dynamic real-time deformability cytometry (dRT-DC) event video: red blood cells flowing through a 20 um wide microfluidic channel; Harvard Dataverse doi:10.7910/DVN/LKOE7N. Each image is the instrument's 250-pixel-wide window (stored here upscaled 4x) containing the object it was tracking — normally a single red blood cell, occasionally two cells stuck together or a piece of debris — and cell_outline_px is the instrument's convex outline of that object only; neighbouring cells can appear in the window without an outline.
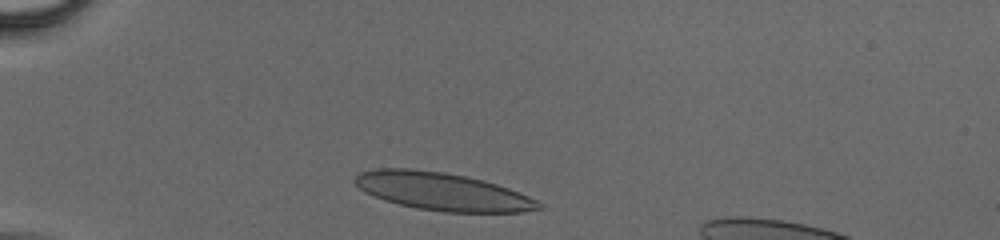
{"species": "human", "species_latin": "Homo sapiens", "temperature_condition": "cold", "stored_images_in_passage": 35, "camera_frame_rate_fps": 3000, "um_per_image_px": 0.085, "donor": {"sex": "male"}, "frame": {"image": 1, "passage_image": 3, "time_ms": 0.667, "image_size_px": [1000, 240], "cell_outline_px": [[544, 208], [524, 212], [444, 212], [416, 208], [384, 200], [364, 192], [352, 180], [360, 172], [376, 168], [408, 168], [444, 172], [464, 176], [496, 184], [508, 188], [528, 196], [544, 204]], "centroid_in_image_um": [37.59, 16.28], "position_along_channel_um": 47.4, "area_um2": 40.34}}
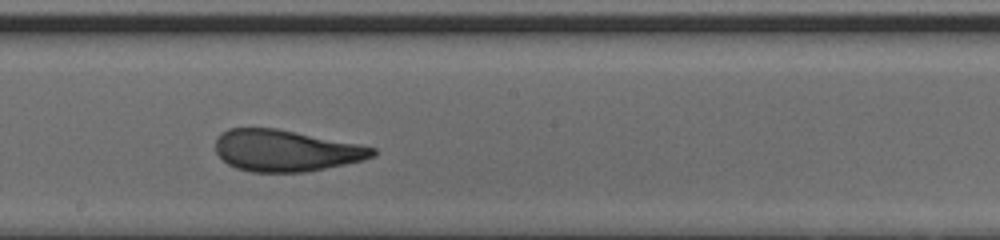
{"frame": {"image": 2, "passage_image": 20, "time_ms": 6.333, "image_size_px": [1000, 240], "cell_outline_px": [[380, 152], [364, 160], [304, 172], [252, 172], [236, 168], [228, 164], [216, 152], [216, 136], [220, 132], [228, 128], [276, 128], [360, 144], [376, 148]], "centroid_in_image_um": [24.28, 12.79], "position_along_channel_um": 223.9, "area_um2": 38.03}}
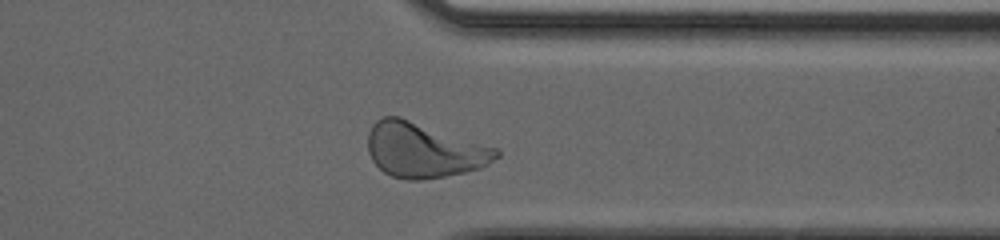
{"frame": {"image": 3, "passage_image": 32, "time_ms": 10.333, "image_size_px": [1000, 240], "cell_outline_px": [[500, 156], [488, 164], [480, 168], [464, 172], [444, 176], [416, 180], [404, 180], [392, 176], [384, 172], [372, 160], [368, 152], [368, 132], [372, 124], [376, 120], [384, 116], [400, 116], [496, 148], [500, 152]], "centroid_in_image_um": [36.0, 12.75], "position_along_channel_um": 375.4, "area_um2": 40.92}}